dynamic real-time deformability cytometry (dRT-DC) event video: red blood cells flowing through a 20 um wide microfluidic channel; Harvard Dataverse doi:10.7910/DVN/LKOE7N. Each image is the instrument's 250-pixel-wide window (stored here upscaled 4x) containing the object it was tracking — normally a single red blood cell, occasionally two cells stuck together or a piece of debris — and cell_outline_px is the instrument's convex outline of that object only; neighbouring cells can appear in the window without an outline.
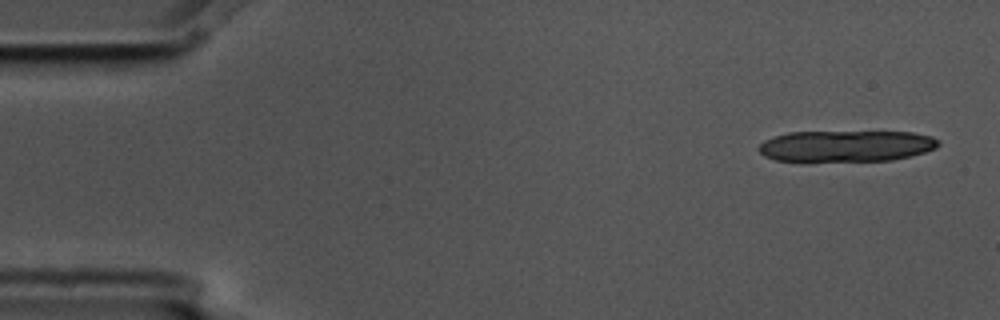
{"species": "common noctule bat (a hibernating species)", "species_latin": "Nyctalus noctula", "temperature_condition": "cold", "stored_images_in_passage": 4, "camera_frame_rate_fps": 3000, "um_per_image_px": 0.085, "animal": {"sex": "male", "body_mass_g": 17.5, "forearm_length_mm": 52.3}, "frame": {"image": 1, "passage_image": 1, "time_ms": 0.0, "image_size_px": [1000, 320], "cell_outline_px": [[940, 144], [936, 148], [924, 152], [892, 160], [808, 164], [804, 164], [776, 160], [764, 156], [756, 148], [764, 140], [788, 132], [912, 132], [932, 136], [940, 140]], "centroid_in_image_um": [71.85, 12.46], "position_along_channel_um": 13.2, "area_um2": 34.1}}